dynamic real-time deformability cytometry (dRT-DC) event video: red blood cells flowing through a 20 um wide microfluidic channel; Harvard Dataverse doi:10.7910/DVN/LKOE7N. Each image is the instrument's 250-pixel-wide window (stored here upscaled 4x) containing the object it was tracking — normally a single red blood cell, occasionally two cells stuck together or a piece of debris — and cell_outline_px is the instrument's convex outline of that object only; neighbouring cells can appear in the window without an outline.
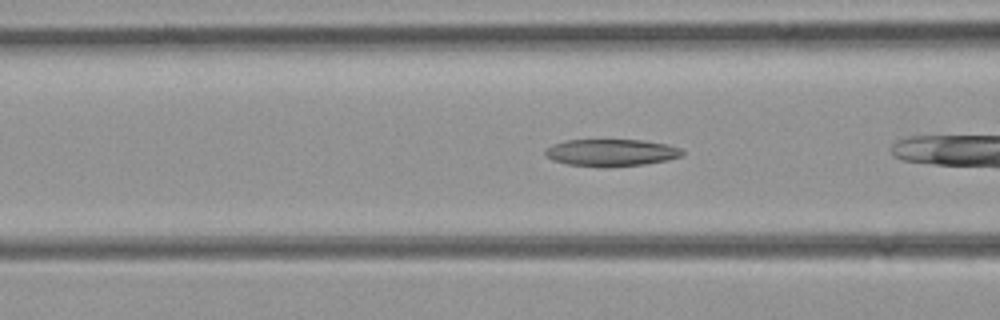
{"species": "common noctule bat (a hibernating species)", "species_latin": "Nyctalus noctula", "temperature_condition": "room temperature", "stored_images_in_passage": 33, "camera_frame_rate_fps": 3000, "um_per_image_px": 0.085, "animal": {"sex": "female", "body_mass_g": 21.9}, "frame": {"image": 1, "passage_image": 13, "time_ms": 4.0, "image_size_px": [1000, 320], "cell_outline_px": [[684, 156], [668, 160], [644, 164], [608, 168], [604, 168], [568, 164], [552, 160], [544, 156], [544, 148], [552, 144], [564, 140], [644, 140], [668, 144], [680, 148], [684, 152]], "centroid_in_image_um": [51.93, 12.98], "position_along_channel_um": 114.7, "area_um2": 22.14}}
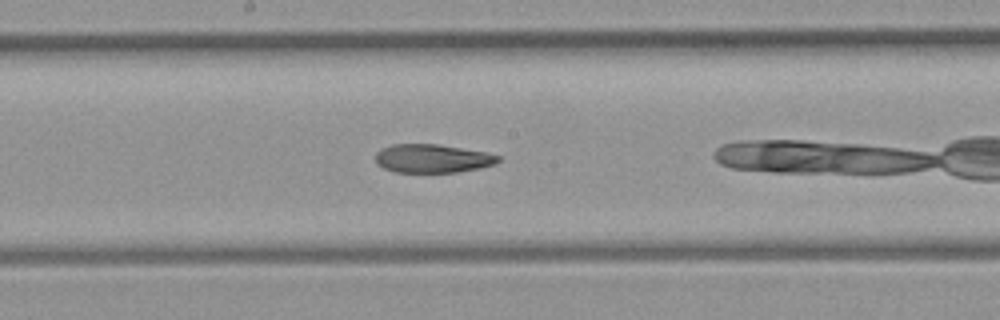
{"frame": {"image": 2, "passage_image": 20, "time_ms": 6.333, "image_size_px": [1000, 320], "cell_outline_px": [[500, 160], [496, 164], [480, 168], [456, 172], [396, 172], [384, 168], [376, 164], [376, 152], [380, 148], [392, 144], [440, 144], [484, 152], [500, 156]], "centroid_in_image_um": [36.74, 13.46], "position_along_channel_um": 211.5, "area_um2": 20.46}}
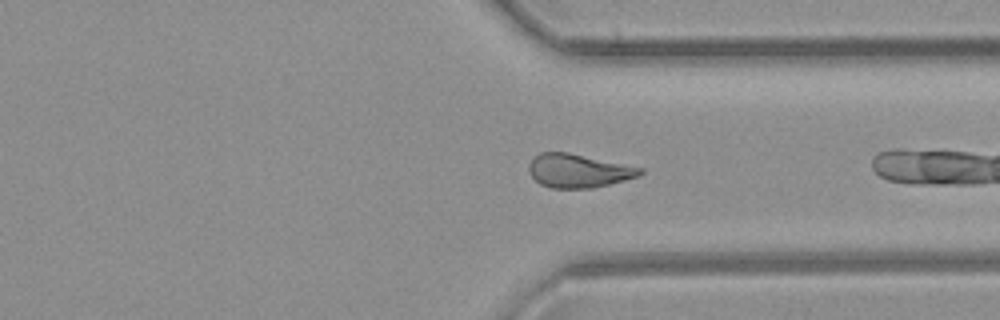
{"frame": {"image": 3, "passage_image": 31, "time_ms": 10.0, "image_size_px": [1000, 320], "cell_outline_px": [[644, 172], [640, 176], [592, 188], [552, 188], [540, 184], [532, 176], [528, 168], [528, 164], [540, 152], [568, 152], [644, 168]], "centroid_in_image_um": [49.18, 14.51], "position_along_channel_um": 362.2, "area_um2": 21.68}}